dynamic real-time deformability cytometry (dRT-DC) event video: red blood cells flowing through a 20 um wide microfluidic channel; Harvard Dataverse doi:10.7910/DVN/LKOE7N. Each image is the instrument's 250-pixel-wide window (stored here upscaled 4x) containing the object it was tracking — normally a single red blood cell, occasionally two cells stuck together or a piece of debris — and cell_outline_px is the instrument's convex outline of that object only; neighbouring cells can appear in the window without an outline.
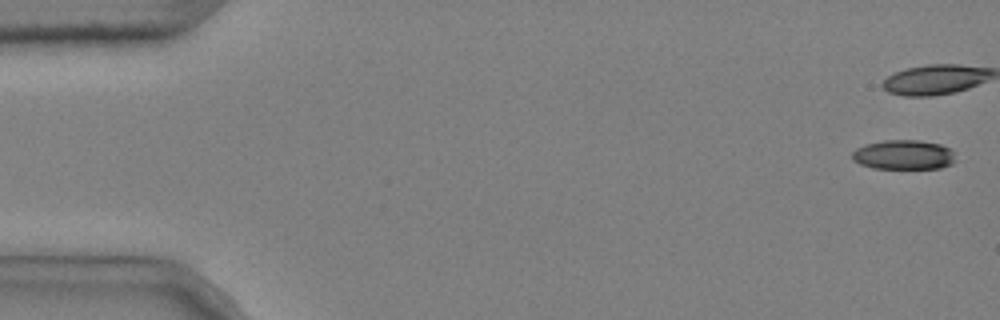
{"species": "common noctule bat (a hibernating species)", "species_latin": "Nyctalus noctula", "temperature_condition": "cold", "stored_images_in_passage": 7, "camera_frame_rate_fps": 3000, "um_per_image_px": 0.085, "animal": {"sex": "male", "body_mass_g": 20.4}, "frame": {"image": 1, "passage_image": 1, "time_ms": 0.0, "image_size_px": [1000, 320], "cell_outline_px": [[952, 164], [940, 168], [872, 168], [860, 164], [852, 160], [852, 152], [856, 148], [864, 144], [884, 140], [920, 140], [940, 144], [948, 148], [952, 152]], "centroid_in_image_um": [76.74, 13.15], "position_along_channel_um": 8.3, "area_um2": 17.69}}
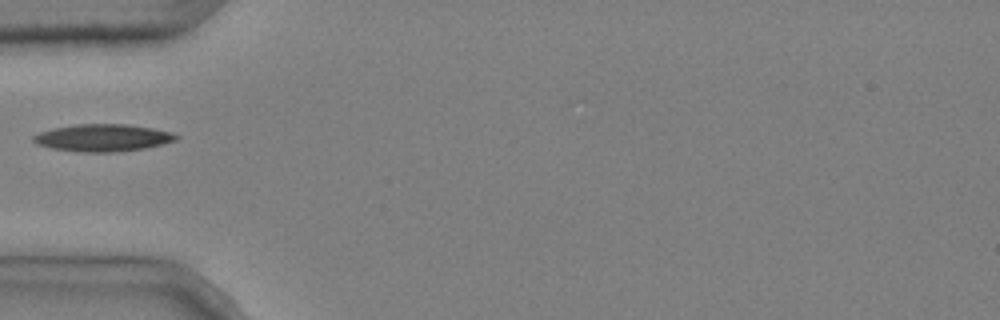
{"frame": {"image": 2, "passage_image": 6, "time_ms": 1.667, "image_size_px": [1000, 320], "cell_outline_px": [[180, 136], [176, 140], [164, 144], [144, 148], [116, 152], [76, 152], [52, 148], [36, 144], [32, 140], [32, 136], [40, 132], [56, 128], [76, 124], [128, 124], [152, 128], [172, 132]], "centroid_in_image_um": [8.76, 11.71], "position_along_channel_um": 76.2, "area_um2": 22.72}}